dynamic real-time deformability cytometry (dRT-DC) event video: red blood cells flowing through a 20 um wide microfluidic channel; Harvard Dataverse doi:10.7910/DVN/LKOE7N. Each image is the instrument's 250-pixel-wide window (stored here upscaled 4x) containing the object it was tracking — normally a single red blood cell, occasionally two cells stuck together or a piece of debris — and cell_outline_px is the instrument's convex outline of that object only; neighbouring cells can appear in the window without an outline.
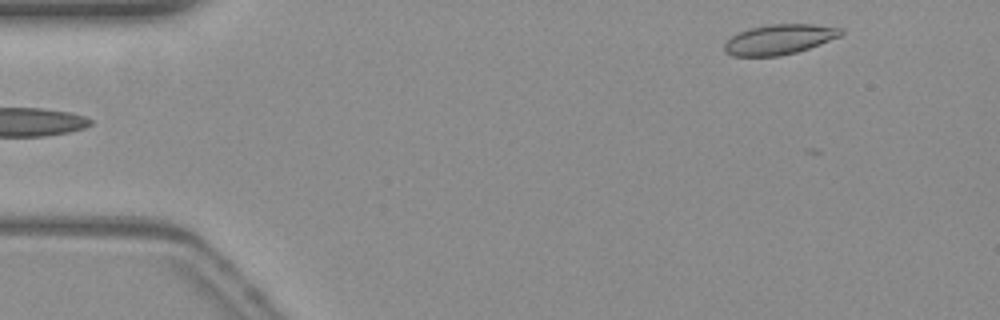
{"species": "common noctule bat (a hibernating species)", "species_latin": "Nyctalus noctula", "temperature_condition": "warm", "stored_images_in_passage": 8, "camera_frame_rate_fps": 3000, "um_per_image_px": 0.085, "animal": {"sex": "female", "body_mass_g": 19.3, "forearm_length_mm": 54.1}, "frame": {"image": 1, "passage_image": 1, "time_ms": 0.0, "image_size_px": [1000, 320], "cell_outline_px": [[844, 32], [840, 36], [820, 44], [796, 52], [780, 56], [732, 56], [724, 52], [724, 44], [732, 36], [748, 28], [772, 24], [812, 24], [844, 28]], "centroid_in_image_um": [66.24, 3.35], "position_along_channel_um": 18.8, "area_um2": 20.4}}